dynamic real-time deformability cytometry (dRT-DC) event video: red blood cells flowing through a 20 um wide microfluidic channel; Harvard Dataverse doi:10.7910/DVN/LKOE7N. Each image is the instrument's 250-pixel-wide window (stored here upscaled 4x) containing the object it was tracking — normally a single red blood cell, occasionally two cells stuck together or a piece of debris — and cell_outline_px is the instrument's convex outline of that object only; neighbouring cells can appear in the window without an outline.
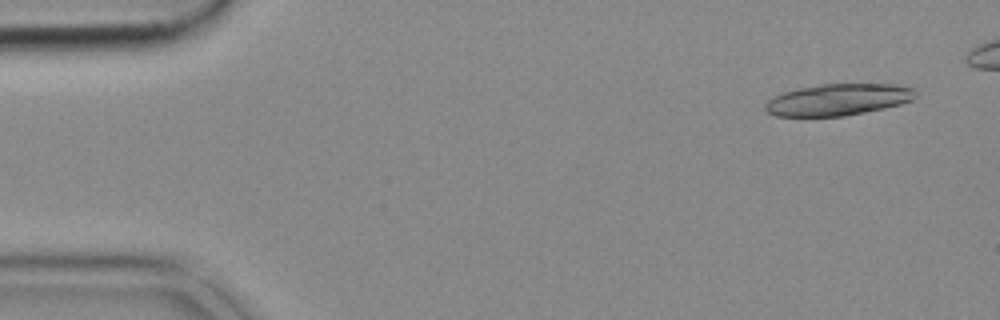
{"species": "common noctule bat (a hibernating species)", "species_latin": "Nyctalus noctula", "temperature_condition": "cold", "stored_images_in_passage": 16, "camera_frame_rate_fps": 3000, "um_per_image_px": 0.085, "animal": {"sex": "female", "body_mass_g": 18.4}, "frame": {"image": 1, "passage_image": 3, "time_ms": 0.667, "image_size_px": [1000, 320], "cell_outline_px": [[916, 96], [912, 100], [900, 104], [884, 108], [844, 116], [776, 116], [768, 112], [764, 108], [764, 104], [768, 100], [784, 92], [800, 88], [820, 84], [892, 84], [912, 88], [916, 92]], "centroid_in_image_um": [71.23, 8.47], "position_along_channel_um": 13.8, "area_um2": 27.46}}